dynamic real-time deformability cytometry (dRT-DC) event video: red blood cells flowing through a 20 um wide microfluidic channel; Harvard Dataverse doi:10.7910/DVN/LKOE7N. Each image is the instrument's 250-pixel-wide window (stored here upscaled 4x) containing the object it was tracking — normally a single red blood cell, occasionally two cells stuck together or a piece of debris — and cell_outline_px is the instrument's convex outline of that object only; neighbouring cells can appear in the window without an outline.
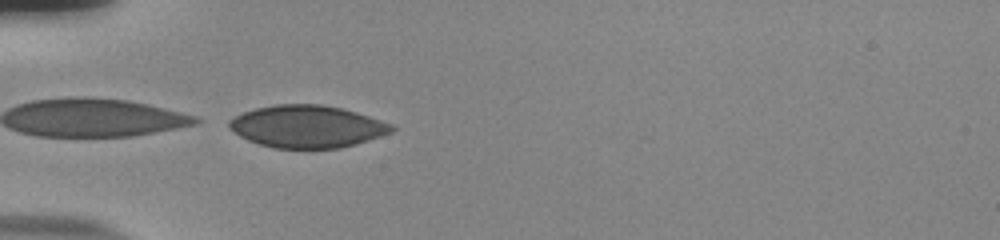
{"species": "human", "species_latin": "Homo sapiens", "temperature_condition": "room temperature", "stored_images_in_passage": 1, "camera_frame_rate_fps": 3000, "um_per_image_px": 0.085, "donor": {"sex": "male"}, "frame": {"image": 1, "passage_image": 1, "time_ms": 0.0, "image_size_px": [1000, 240], "cell_outline_px": [[356, 140], [344, 144], [324, 148], [292, 148], [268, 144], [256, 140], [248, 136], [236, 128], [244, 116], [252, 112], [268, 108], [328, 108], [344, 112]], "centroid_in_image_um": [25.35, 10.83], "position_along_channel_um": 59.7, "area_um2": 27.86}}